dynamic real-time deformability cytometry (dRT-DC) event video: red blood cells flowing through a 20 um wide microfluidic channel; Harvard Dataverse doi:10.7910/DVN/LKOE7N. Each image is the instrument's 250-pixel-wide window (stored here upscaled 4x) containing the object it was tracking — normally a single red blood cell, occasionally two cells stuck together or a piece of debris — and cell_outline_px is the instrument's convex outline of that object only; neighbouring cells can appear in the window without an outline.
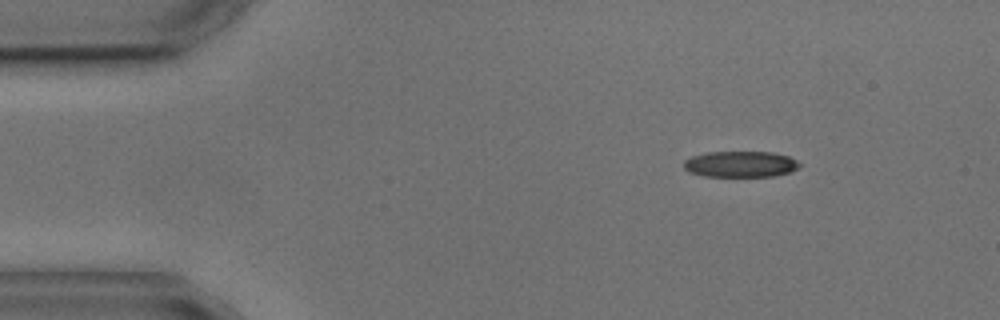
{"species": "common noctule bat (a hibernating species)", "species_latin": "Nyctalus noctula", "temperature_condition": "cold", "stored_images_in_passage": 3, "camera_frame_rate_fps": 3000, "um_per_image_px": 0.085, "animal": {"sex": "male", "body_mass_g": 17.9, "forearm_length_mm": 54.2}, "frame": {"image": 1, "passage_image": 1, "time_ms": 0.0, "image_size_px": [1000, 320], "cell_outline_px": [[804, 164], [800, 168], [792, 172], [772, 176], [704, 176], [688, 172], [684, 168], [684, 160], [692, 156], [708, 152], [772, 152], [788, 156]], "centroid_in_image_um": [62.99, 13.95], "position_along_channel_um": 22.0, "area_um2": 17.74}}
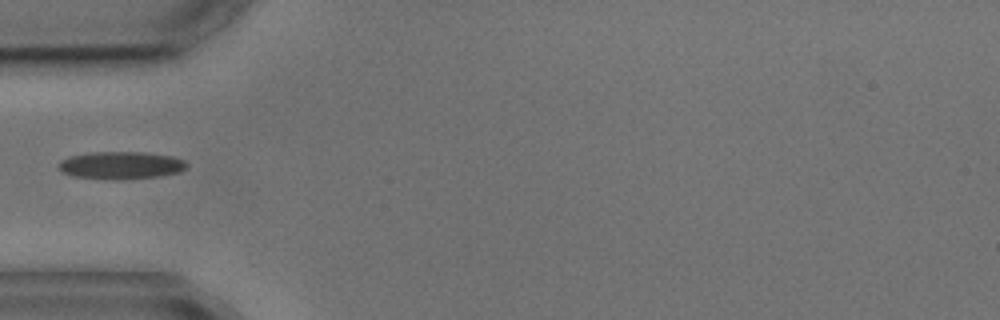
{"frame": {"image": 2, "passage_image": 3, "time_ms": 3.333, "image_size_px": [1000, 320], "cell_outline_px": [[188, 164], [180, 172], [156, 176], [120, 180], [112, 180], [72, 176], [60, 172], [56, 164], [60, 160], [68, 156], [92, 152], [144, 152], [172, 156], [184, 160]], "centroid_in_image_um": [10.2, 14.05], "position_along_channel_um": 74.8, "area_um2": 20.81}}